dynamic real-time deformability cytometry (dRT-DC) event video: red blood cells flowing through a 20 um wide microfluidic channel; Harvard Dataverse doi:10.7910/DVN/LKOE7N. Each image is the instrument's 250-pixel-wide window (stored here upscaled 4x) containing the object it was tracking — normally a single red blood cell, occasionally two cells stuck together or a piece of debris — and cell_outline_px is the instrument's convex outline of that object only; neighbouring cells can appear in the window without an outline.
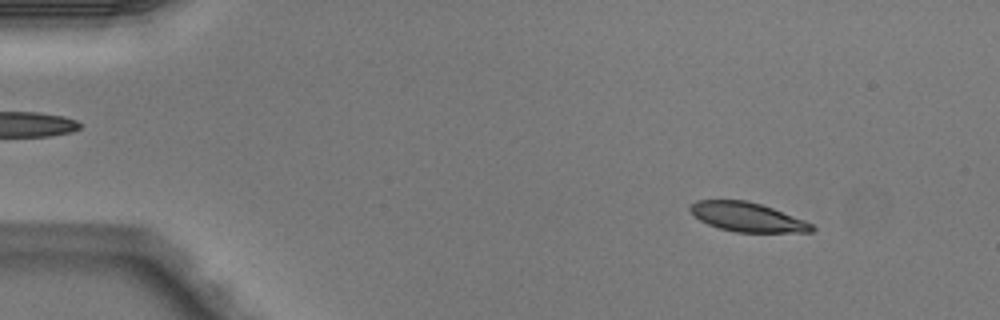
{"species": "Egyptian fruit bat (a non-hibernating species)", "species_latin": "Rousettus aegyptiacus", "temperature_condition": "warm", "stored_images_in_passage": 50, "camera_frame_rate_fps": 3000, "um_per_image_px": 0.085, "animal": {"sex": "male"}, "frame": {"image": 1, "passage_image": 6, "time_ms": 1.667, "image_size_px": [1000, 320], "cell_outline_px": [[816, 228], [812, 232], [736, 232], [720, 228], [708, 224], [700, 220], [688, 208], [696, 200], [748, 200], [772, 208], [804, 220], [812, 224]], "centroid_in_image_um": [63.53, 18.45], "position_along_channel_um": 21.5, "area_um2": 20.46}}
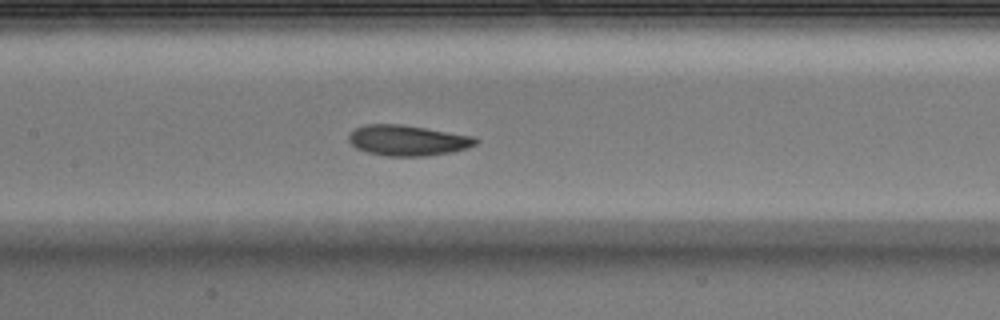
{"frame": {"image": 2, "passage_image": 24, "time_ms": 7.667, "image_size_px": [1000, 320], "cell_outline_px": [[480, 140], [476, 144], [468, 148], [452, 152], [428, 156], [384, 156], [368, 152], [356, 148], [348, 140], [348, 136], [356, 128], [364, 124], [400, 124], [476, 136]], "centroid_in_image_um": [34.69, 11.94], "position_along_channel_um": 172.7, "area_um2": 22.77}}
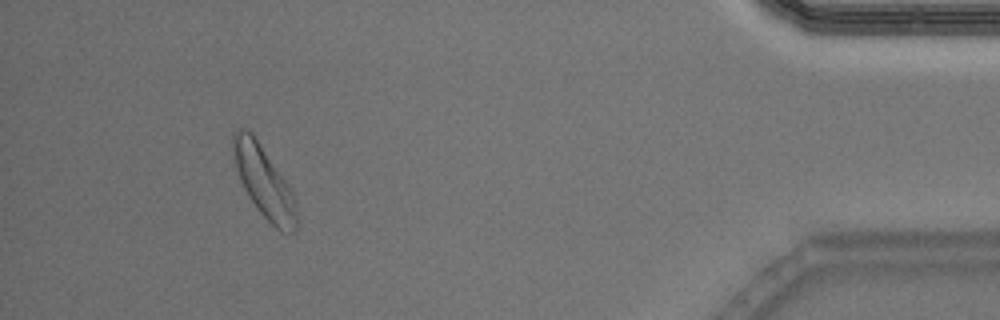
{"frame": {"image": 3, "passage_image": 46, "time_ms": 15.0, "image_size_px": [1000, 320], "cell_outline_px": [[300, 220], [296, 232], [280, 232], [260, 212], [248, 196], [240, 180], [236, 168], [232, 144], [232, 132], [236, 128], [244, 128], [252, 132], [288, 184], [296, 200]], "centroid_in_image_um": [22.47, 15.49], "position_along_channel_um": 412.7, "area_um2": 26.59}, "authors_computed_cell_mechanics": {"area_um2": 22.542, "velocity_mm_per_s": 4.0594, "shape_relaxation_time_tau1_ms": 2.1427, "shape_relaxation_time_tau2_ms": 2.1394, "deformation_change_tau1": 0.123, "deformation_change_tau2": 0.0952}}